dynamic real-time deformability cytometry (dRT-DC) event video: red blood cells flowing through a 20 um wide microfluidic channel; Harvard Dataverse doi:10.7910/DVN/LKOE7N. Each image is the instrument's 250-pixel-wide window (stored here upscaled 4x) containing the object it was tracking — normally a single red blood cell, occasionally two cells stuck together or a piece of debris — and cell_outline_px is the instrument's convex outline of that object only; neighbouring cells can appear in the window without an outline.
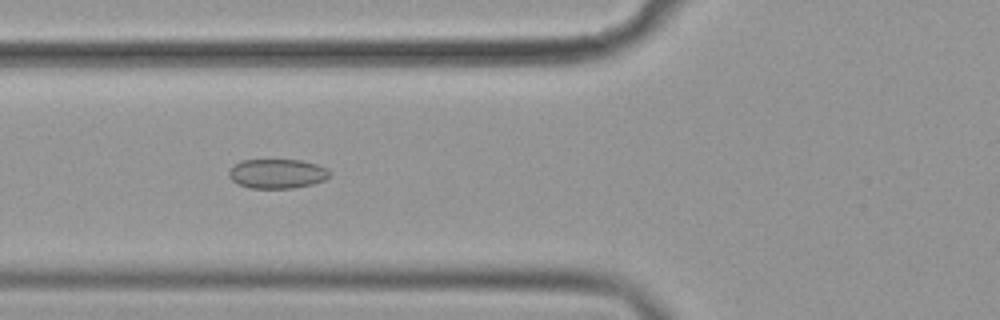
{"species": "common noctule bat (a hibernating species)", "species_latin": "Nyctalus noctula", "temperature_condition": "cold", "stored_images_in_passage": 56, "camera_frame_rate_fps": 3000, "um_per_image_px": 0.085, "animal": {"sex": "female", "body_mass_g": 19.9}, "frame": {"image": 1, "passage_image": 21, "time_ms": 6.667, "image_size_px": [1000, 320], "cell_outline_px": [[332, 176], [324, 180], [312, 184], [292, 188], [252, 188], [240, 184], [232, 180], [228, 176], [228, 172], [240, 160], [300, 160], [316, 164], [332, 172]], "centroid_in_image_um": [23.59, 14.76], "position_along_channel_um": 102.2, "area_um2": 17.17}}
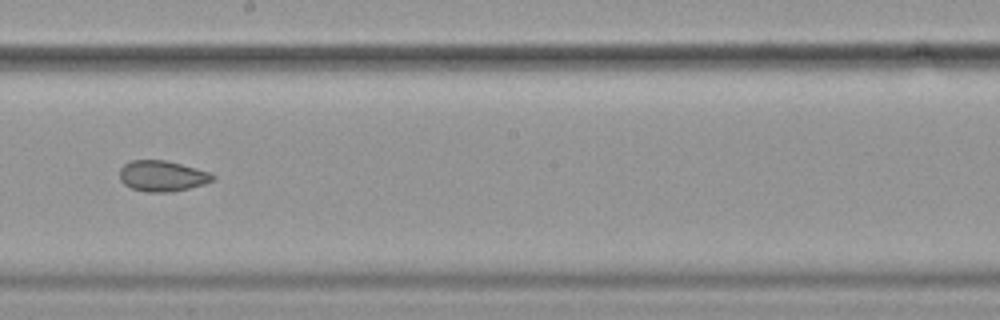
{"frame": {"image": 2, "passage_image": 32, "time_ms": 10.333, "image_size_px": [1000, 320], "cell_outline_px": [[216, 176], [212, 180], [204, 184], [172, 192], [144, 192], [132, 188], [124, 184], [120, 180], [120, 168], [124, 164], [132, 160], [168, 160], [196, 168], [208, 172]], "centroid_in_image_um": [13.77, 14.95], "position_along_channel_um": 234.4, "area_um2": 16.7}}
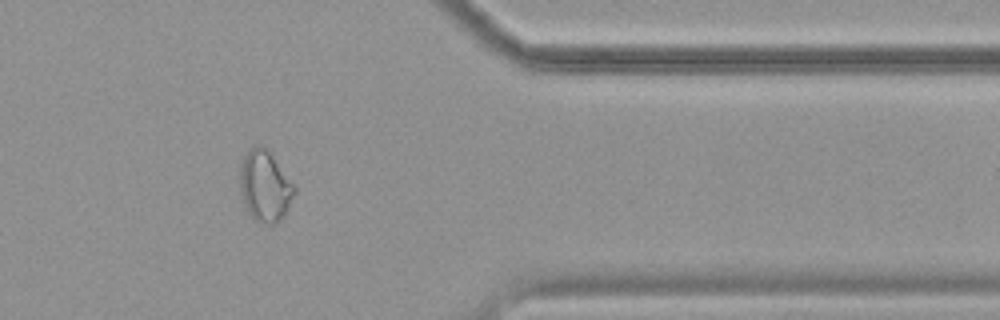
{"frame": {"image": 3, "passage_image": 46, "time_ms": 15.0, "image_size_px": [1000, 320], "cell_outline_px": [[296, 192], [284, 216], [276, 224], [264, 224], [252, 220], [244, 212], [240, 192], [240, 164], [244, 156], [256, 144], [268, 148], [296, 188]], "centroid_in_image_um": [22.49, 15.87], "position_along_channel_um": 388.9, "area_um2": 23.12}, "authors_computed_cell_mechanics": {"area_um2": 19.7098, "velocity_mm_per_s": 3.6073, "shape_relaxation_time_tau1_ms": null, "shape_relaxation_time_tau2_ms": 2.7947, "deformation_change_tau1": null, "deformation_change_tau2": 0.0776}}